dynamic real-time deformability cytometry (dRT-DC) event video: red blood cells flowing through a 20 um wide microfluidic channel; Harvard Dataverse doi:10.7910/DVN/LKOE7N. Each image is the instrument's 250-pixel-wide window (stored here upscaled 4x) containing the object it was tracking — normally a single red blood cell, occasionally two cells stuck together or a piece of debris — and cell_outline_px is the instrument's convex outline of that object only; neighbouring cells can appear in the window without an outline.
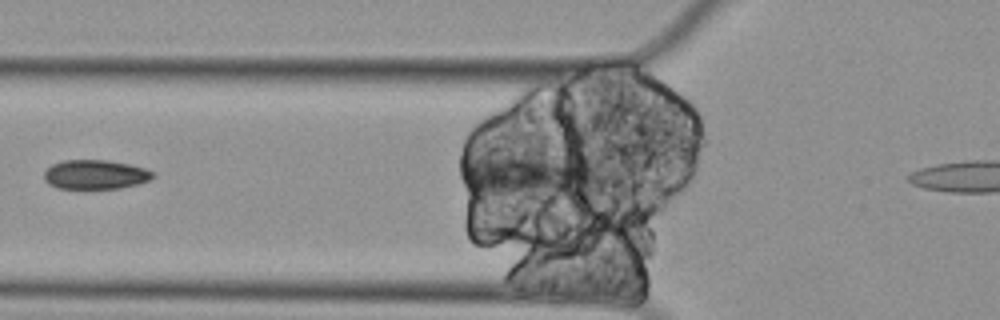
{"species": "Egyptian fruit bat (a non-hibernating species)", "species_latin": "Rousettus aegyptiacus", "temperature_condition": "cold", "stored_images_in_passage": 5, "camera_frame_rate_fps": 3000, "um_per_image_px": 0.085, "animal": {"sex": "female"}, "frame": {"image": 1, "passage_image": 4, "time_ms": 1.0, "image_size_px": [1000, 320], "cell_outline_px": [[156, 176], [148, 180], [136, 184], [120, 188], [84, 192], [56, 188], [48, 184], [44, 180], [44, 172], [52, 164], [64, 160], [108, 160], [128, 164], [144, 168], [152, 172]], "centroid_in_image_um": [8.03, 14.89], "position_along_channel_um": 117.8, "area_um2": 19.36}}